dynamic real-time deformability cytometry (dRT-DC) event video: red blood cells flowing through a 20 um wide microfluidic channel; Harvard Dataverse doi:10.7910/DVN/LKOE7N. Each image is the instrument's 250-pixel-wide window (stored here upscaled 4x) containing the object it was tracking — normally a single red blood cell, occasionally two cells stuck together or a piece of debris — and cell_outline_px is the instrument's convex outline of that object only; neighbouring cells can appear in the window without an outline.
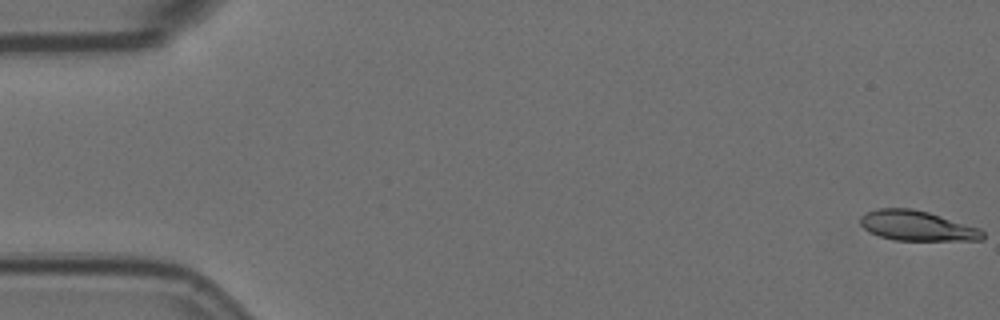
{"species": "Egyptian fruit bat (a non-hibernating species)", "species_latin": "Rousettus aegyptiacus", "temperature_condition": "room temperature", "stored_images_in_passage": 8, "camera_frame_rate_fps": 3000, "um_per_image_px": 0.085, "animal": {"sex": "female"}, "frame": {"image": 1, "passage_image": 1, "time_ms": 0.0, "image_size_px": [1000, 320], "cell_outline_px": [[984, 240], [896, 240], [880, 236], [868, 232], [860, 224], [860, 216], [868, 212], [880, 208], [912, 208], [928, 212], [980, 228], [984, 232]], "centroid_in_image_um": [77.95, 19.19], "position_along_channel_um": 7.1, "area_um2": 21.33}}
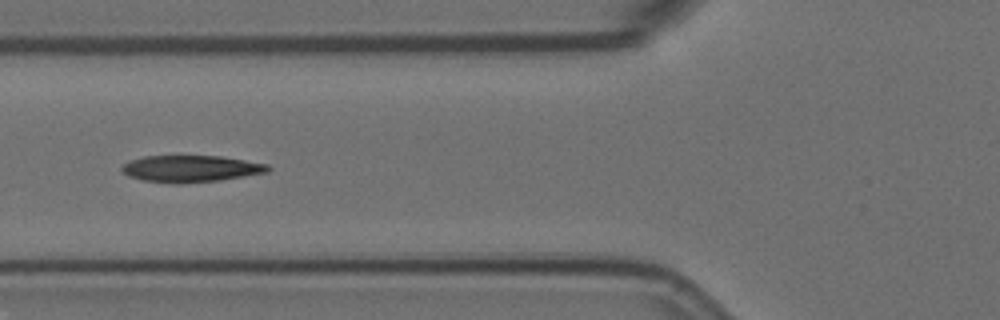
{"frame": {"image": 2, "passage_image": 7, "time_ms": 2.0, "image_size_px": [1000, 320], "cell_outline_px": [[272, 168], [268, 172], [220, 180], [180, 184], [172, 184], [140, 180], [128, 176], [120, 168], [128, 160], [144, 156], [220, 156], [268, 164]], "centroid_in_image_um": [16.19, 14.35], "position_along_channel_um": 109.6, "area_um2": 22.95}}
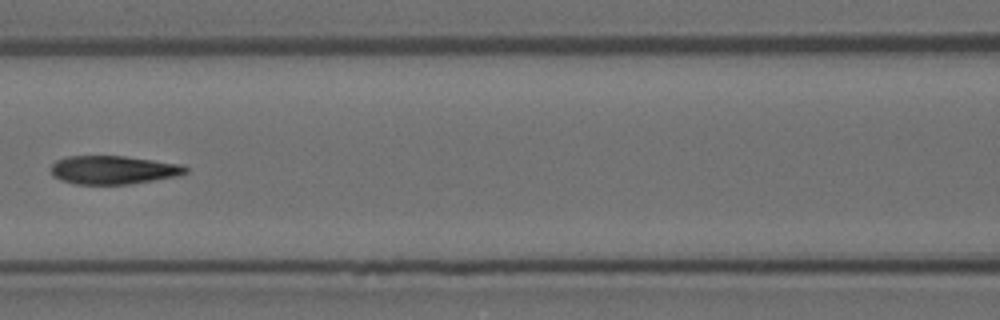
{"frame": {"image": 3, "passage_image": 8, "time_ms": 2.333, "image_size_px": [1000, 320], "cell_outline_px": [[188, 172], [180, 176], [132, 184], [76, 184], [60, 180], [52, 176], [52, 164], [56, 160], [68, 156], [124, 156], [180, 164], [188, 168]], "centroid_in_image_um": [9.65, 14.45], "position_along_channel_um": 157.0, "area_um2": 22.43}}